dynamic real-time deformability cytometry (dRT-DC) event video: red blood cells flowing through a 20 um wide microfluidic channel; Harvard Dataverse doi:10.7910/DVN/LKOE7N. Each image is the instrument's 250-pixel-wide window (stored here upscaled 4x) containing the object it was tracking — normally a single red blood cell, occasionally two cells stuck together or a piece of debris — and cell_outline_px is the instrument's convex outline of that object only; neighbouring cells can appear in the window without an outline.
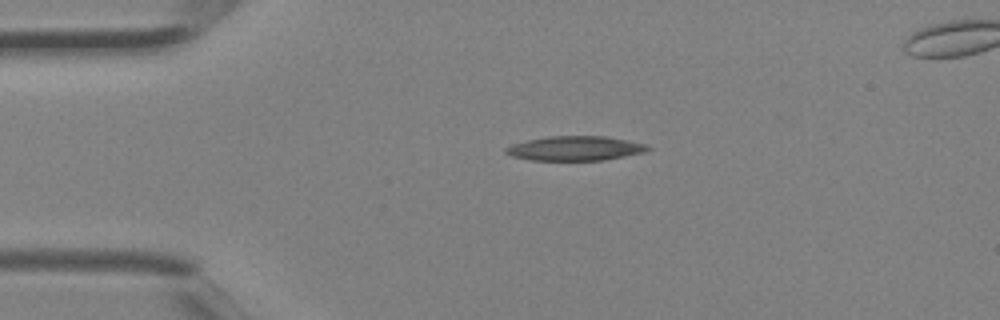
{"species": "Egyptian fruit bat (a non-hibernating species)", "species_latin": "Rousettus aegyptiacus", "temperature_condition": "room temperature", "stored_images_in_passage": 3, "camera_frame_rate_fps": 3000, "um_per_image_px": 0.085, "animal": {"sex": "female"}, "frame": {"image": 1, "passage_image": 1, "time_ms": 0.0, "image_size_px": [1000, 320], "cell_outline_px": [[652, 148], [644, 152], [604, 160], [532, 160], [512, 156], [504, 152], [504, 148], [512, 144], [528, 140], [548, 136], [604, 136], [644, 144]], "centroid_in_image_um": [48.84, 12.61], "position_along_channel_um": 36.2, "area_um2": 20.0}}